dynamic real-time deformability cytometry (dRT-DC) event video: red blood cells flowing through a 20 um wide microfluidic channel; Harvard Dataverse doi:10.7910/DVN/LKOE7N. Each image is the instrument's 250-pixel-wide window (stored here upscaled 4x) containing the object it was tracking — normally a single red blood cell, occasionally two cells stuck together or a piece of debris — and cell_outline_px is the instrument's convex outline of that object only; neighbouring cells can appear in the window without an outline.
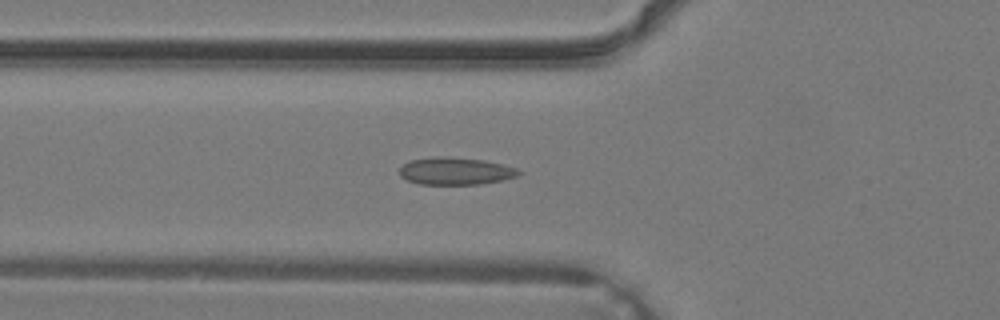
{"species": "common noctule bat (a hibernating species)", "species_latin": "Nyctalus noctula", "temperature_condition": "warm", "stored_images_in_passage": 40, "camera_frame_rate_fps": 3000, "um_per_image_px": 0.085, "animal": {"sex": "male", "body_mass_g": 19.2, "forearm_length_mm": 51.8}, "frame": {"image": 1, "passage_image": 15, "time_ms": 4.667, "image_size_px": [1000, 320], "cell_outline_px": [[524, 172], [516, 176], [504, 180], [480, 184], [420, 184], [408, 180], [400, 176], [400, 168], [404, 164], [412, 160], [436, 156], [444, 156], [484, 160], [516, 168]], "centroid_in_image_um": [38.74, 14.54], "position_along_channel_um": 87.1, "area_um2": 18.9}}
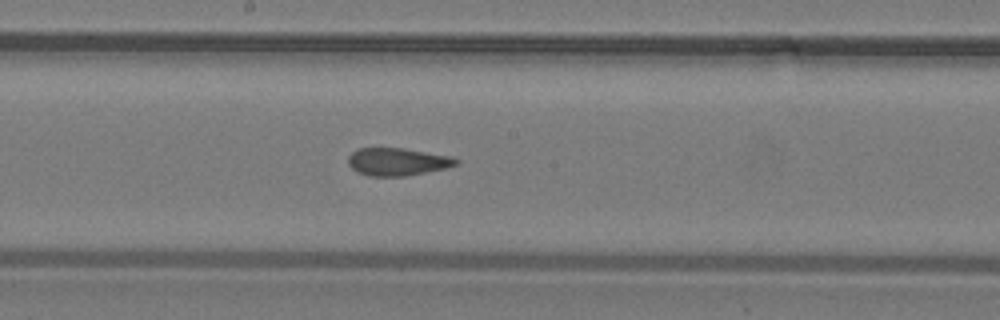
{"frame": {"image": 2, "passage_image": 22, "time_ms": 7.0, "image_size_px": [1000, 320], "cell_outline_px": [[460, 164], [448, 168], [404, 176], [368, 176], [356, 172], [348, 164], [348, 156], [352, 152], [360, 148], [404, 148], [452, 156], [460, 160]], "centroid_in_image_um": [33.82, 13.75], "position_along_channel_um": 214.4, "area_um2": 17.63}}
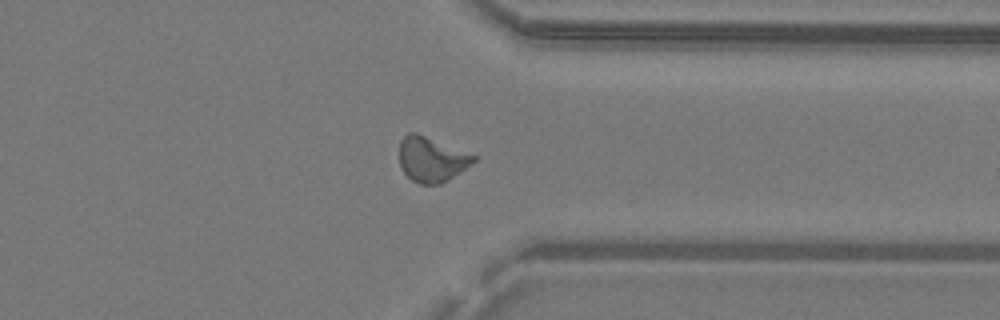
{"frame": {"image": 3, "passage_image": 31, "time_ms": 10.0, "image_size_px": [1000, 320], "cell_outline_px": [[476, 160], [460, 172], [448, 180], [440, 184], [420, 184], [412, 180], [404, 172], [400, 164], [400, 140], [408, 132], [416, 132], [476, 156]], "centroid_in_image_um": [36.66, 13.54], "position_along_channel_um": 374.7, "area_um2": 19.19}}